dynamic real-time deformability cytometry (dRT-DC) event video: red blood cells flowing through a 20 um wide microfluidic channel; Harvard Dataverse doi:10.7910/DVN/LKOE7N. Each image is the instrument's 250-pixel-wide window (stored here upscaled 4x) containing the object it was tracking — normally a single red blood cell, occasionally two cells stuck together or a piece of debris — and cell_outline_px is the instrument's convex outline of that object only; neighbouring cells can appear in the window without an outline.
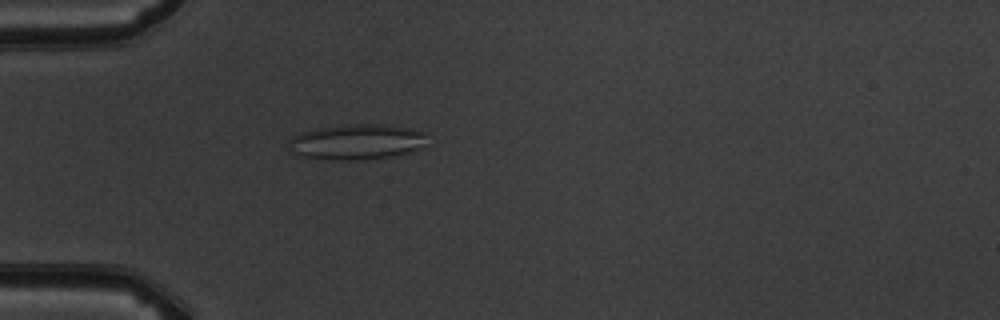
{"species": "common noctule bat (a hibernating species)", "species_latin": "Nyctalus noctula", "temperature_condition": "warm", "stored_images_in_passage": 5, "camera_frame_rate_fps": 3000, "um_per_image_px": 0.085, "animal": {"sex": "male", "body_mass_g": 19.5, "forearm_length_mm": 54.6}, "frame": {"image": 1, "passage_image": 5, "time_ms": 4.667, "image_size_px": [1000, 320], "cell_outline_px": [[424, 132], [420, 144], [416, 148], [408, 152], [388, 156], [364, 160], [332, 160], [300, 156], [292, 152], [288, 140], [292, 136], [300, 132], [316, 128], [356, 124], [380, 124], [404, 128]], "centroid_in_image_um": [30.17, 12.07], "position_along_channel_um": 54.8, "area_um2": 27.86}}